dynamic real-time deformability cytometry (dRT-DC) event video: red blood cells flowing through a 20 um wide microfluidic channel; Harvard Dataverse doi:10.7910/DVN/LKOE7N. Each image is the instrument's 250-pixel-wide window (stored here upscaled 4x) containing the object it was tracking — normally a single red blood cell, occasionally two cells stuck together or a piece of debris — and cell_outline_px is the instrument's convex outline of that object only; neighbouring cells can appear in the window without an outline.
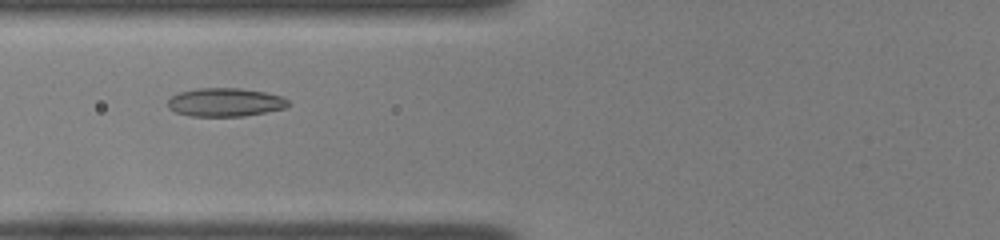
{"species": "common noctule bat (a hibernating species)", "species_latin": "Nyctalus noctula", "temperature_condition": "room temperature", "stored_images_in_passage": 42, "camera_frame_rate_fps": 3000, "um_per_image_px": 0.085, "animal": {"sex": "female", "body_mass_g": 22.0, "forearm_length_mm": 56.7}, "frame": {"image": 1, "passage_image": 13, "time_ms": 4.0, "image_size_px": [1000, 240], "cell_outline_px": [[288, 104], [284, 108], [244, 116], [192, 116], [176, 112], [168, 108], [168, 100], [172, 96], [180, 92], [196, 88], [240, 88], [264, 92], [280, 96], [288, 100]], "centroid_in_image_um": [19.1, 8.69], "position_along_channel_um": 106.7, "area_um2": 19.77}}
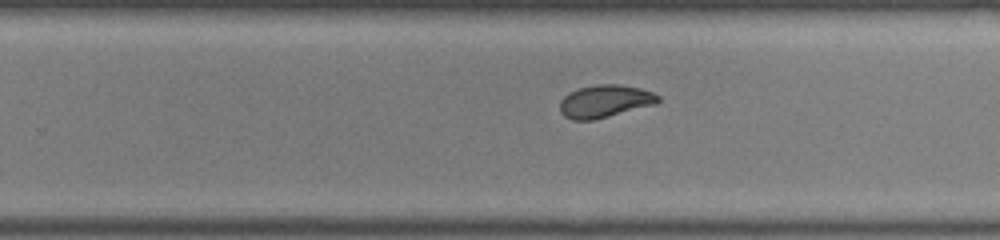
{"frame": {"image": 2, "passage_image": 26, "time_ms": 8.333, "image_size_px": [1000, 240], "cell_outline_px": [[660, 100], [656, 104], [592, 120], [572, 120], [564, 116], [560, 112], [560, 100], [568, 92], [580, 88], [596, 84], [620, 84], [640, 88], [652, 92], [660, 96]], "centroid_in_image_um": [51.4, 8.6], "position_along_channel_um": 278.4, "area_um2": 18.67}}
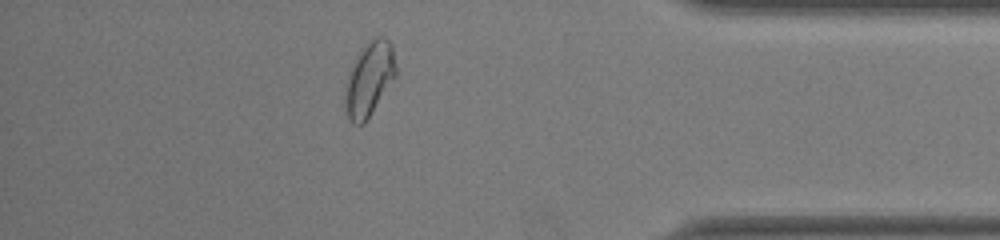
{"frame": {"image": 3, "passage_image": 37, "time_ms": 12.0, "image_size_px": [1000, 240], "cell_outline_px": [[396, 76], [364, 124], [352, 124], [344, 108], [344, 84], [348, 72], [360, 48], [372, 36], [384, 36], [392, 44], [396, 68]], "centroid_in_image_um": [31.35, 6.68], "position_along_channel_um": 403.8, "area_um2": 22.43}, "authors_computed_cell_mechanics": {"area_um2": 19.2474, "velocity_mm_per_s": 3.9775, "shape_relaxation_time_tau1_ms": 5.0117, "shape_relaxation_time_tau2_ms": 1.2025, "deformation_change_tau1": 0.1462, "deformation_change_tau2": 0.0505}}